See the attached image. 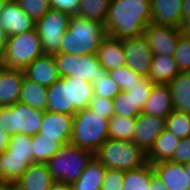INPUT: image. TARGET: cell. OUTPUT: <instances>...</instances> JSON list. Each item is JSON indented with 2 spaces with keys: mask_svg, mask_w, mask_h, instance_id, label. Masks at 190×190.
<instances>
[{
  "mask_svg": "<svg viewBox=\"0 0 190 190\" xmlns=\"http://www.w3.org/2000/svg\"><path fill=\"white\" fill-rule=\"evenodd\" d=\"M150 22V0H110L104 27L107 35L126 39L143 35Z\"/></svg>",
  "mask_w": 190,
  "mask_h": 190,
  "instance_id": "obj_1",
  "label": "cell"
},
{
  "mask_svg": "<svg viewBox=\"0 0 190 190\" xmlns=\"http://www.w3.org/2000/svg\"><path fill=\"white\" fill-rule=\"evenodd\" d=\"M152 167L169 190H190L188 169H184L183 163L161 161L152 164Z\"/></svg>",
  "mask_w": 190,
  "mask_h": 190,
  "instance_id": "obj_16",
  "label": "cell"
},
{
  "mask_svg": "<svg viewBox=\"0 0 190 190\" xmlns=\"http://www.w3.org/2000/svg\"><path fill=\"white\" fill-rule=\"evenodd\" d=\"M97 56L101 67L110 71L126 64L123 39H117L106 35L101 41Z\"/></svg>",
  "mask_w": 190,
  "mask_h": 190,
  "instance_id": "obj_19",
  "label": "cell"
},
{
  "mask_svg": "<svg viewBox=\"0 0 190 190\" xmlns=\"http://www.w3.org/2000/svg\"><path fill=\"white\" fill-rule=\"evenodd\" d=\"M184 169H188V176L190 177V162L184 163Z\"/></svg>",
  "mask_w": 190,
  "mask_h": 190,
  "instance_id": "obj_54",
  "label": "cell"
},
{
  "mask_svg": "<svg viewBox=\"0 0 190 190\" xmlns=\"http://www.w3.org/2000/svg\"><path fill=\"white\" fill-rule=\"evenodd\" d=\"M190 15V0H183V18Z\"/></svg>",
  "mask_w": 190,
  "mask_h": 190,
  "instance_id": "obj_52",
  "label": "cell"
},
{
  "mask_svg": "<svg viewBox=\"0 0 190 190\" xmlns=\"http://www.w3.org/2000/svg\"><path fill=\"white\" fill-rule=\"evenodd\" d=\"M54 182L46 163H33L15 182V186L17 190H49Z\"/></svg>",
  "mask_w": 190,
  "mask_h": 190,
  "instance_id": "obj_18",
  "label": "cell"
},
{
  "mask_svg": "<svg viewBox=\"0 0 190 190\" xmlns=\"http://www.w3.org/2000/svg\"><path fill=\"white\" fill-rule=\"evenodd\" d=\"M22 69H6L0 78V107L11 106L19 102L24 78Z\"/></svg>",
  "mask_w": 190,
  "mask_h": 190,
  "instance_id": "obj_21",
  "label": "cell"
},
{
  "mask_svg": "<svg viewBox=\"0 0 190 190\" xmlns=\"http://www.w3.org/2000/svg\"><path fill=\"white\" fill-rule=\"evenodd\" d=\"M108 169L131 170L147 162L146 153L133 141L108 138L94 153Z\"/></svg>",
  "mask_w": 190,
  "mask_h": 190,
  "instance_id": "obj_5",
  "label": "cell"
},
{
  "mask_svg": "<svg viewBox=\"0 0 190 190\" xmlns=\"http://www.w3.org/2000/svg\"><path fill=\"white\" fill-rule=\"evenodd\" d=\"M10 138L11 136L0 127V154L7 150Z\"/></svg>",
  "mask_w": 190,
  "mask_h": 190,
  "instance_id": "obj_47",
  "label": "cell"
},
{
  "mask_svg": "<svg viewBox=\"0 0 190 190\" xmlns=\"http://www.w3.org/2000/svg\"><path fill=\"white\" fill-rule=\"evenodd\" d=\"M180 73L173 56L153 55L148 79L153 84H169Z\"/></svg>",
  "mask_w": 190,
  "mask_h": 190,
  "instance_id": "obj_23",
  "label": "cell"
},
{
  "mask_svg": "<svg viewBox=\"0 0 190 190\" xmlns=\"http://www.w3.org/2000/svg\"><path fill=\"white\" fill-rule=\"evenodd\" d=\"M124 176V170L107 168L101 190H123Z\"/></svg>",
  "mask_w": 190,
  "mask_h": 190,
  "instance_id": "obj_42",
  "label": "cell"
},
{
  "mask_svg": "<svg viewBox=\"0 0 190 190\" xmlns=\"http://www.w3.org/2000/svg\"><path fill=\"white\" fill-rule=\"evenodd\" d=\"M23 71L26 78L46 87H50L61 78L53 54H43L37 57Z\"/></svg>",
  "mask_w": 190,
  "mask_h": 190,
  "instance_id": "obj_17",
  "label": "cell"
},
{
  "mask_svg": "<svg viewBox=\"0 0 190 190\" xmlns=\"http://www.w3.org/2000/svg\"><path fill=\"white\" fill-rule=\"evenodd\" d=\"M151 22L180 29L183 21V0H150Z\"/></svg>",
  "mask_w": 190,
  "mask_h": 190,
  "instance_id": "obj_15",
  "label": "cell"
},
{
  "mask_svg": "<svg viewBox=\"0 0 190 190\" xmlns=\"http://www.w3.org/2000/svg\"><path fill=\"white\" fill-rule=\"evenodd\" d=\"M15 189H16L15 183H10V182L0 183V190H15Z\"/></svg>",
  "mask_w": 190,
  "mask_h": 190,
  "instance_id": "obj_51",
  "label": "cell"
},
{
  "mask_svg": "<svg viewBox=\"0 0 190 190\" xmlns=\"http://www.w3.org/2000/svg\"><path fill=\"white\" fill-rule=\"evenodd\" d=\"M168 85L174 110L190 114V72H180Z\"/></svg>",
  "mask_w": 190,
  "mask_h": 190,
  "instance_id": "obj_26",
  "label": "cell"
},
{
  "mask_svg": "<svg viewBox=\"0 0 190 190\" xmlns=\"http://www.w3.org/2000/svg\"><path fill=\"white\" fill-rule=\"evenodd\" d=\"M43 54L45 53L37 29H32L8 37L1 60L8 69L23 70Z\"/></svg>",
  "mask_w": 190,
  "mask_h": 190,
  "instance_id": "obj_6",
  "label": "cell"
},
{
  "mask_svg": "<svg viewBox=\"0 0 190 190\" xmlns=\"http://www.w3.org/2000/svg\"><path fill=\"white\" fill-rule=\"evenodd\" d=\"M5 153L8 156L26 157V161H33L32 136L14 134L10 138V143Z\"/></svg>",
  "mask_w": 190,
  "mask_h": 190,
  "instance_id": "obj_34",
  "label": "cell"
},
{
  "mask_svg": "<svg viewBox=\"0 0 190 190\" xmlns=\"http://www.w3.org/2000/svg\"><path fill=\"white\" fill-rule=\"evenodd\" d=\"M7 69V67L4 65L3 61L0 59V78L2 76V73Z\"/></svg>",
  "mask_w": 190,
  "mask_h": 190,
  "instance_id": "obj_53",
  "label": "cell"
},
{
  "mask_svg": "<svg viewBox=\"0 0 190 190\" xmlns=\"http://www.w3.org/2000/svg\"><path fill=\"white\" fill-rule=\"evenodd\" d=\"M69 184L63 183V182H58L55 181L49 190H64Z\"/></svg>",
  "mask_w": 190,
  "mask_h": 190,
  "instance_id": "obj_50",
  "label": "cell"
},
{
  "mask_svg": "<svg viewBox=\"0 0 190 190\" xmlns=\"http://www.w3.org/2000/svg\"><path fill=\"white\" fill-rule=\"evenodd\" d=\"M64 190H74L71 185H68Z\"/></svg>",
  "mask_w": 190,
  "mask_h": 190,
  "instance_id": "obj_56",
  "label": "cell"
},
{
  "mask_svg": "<svg viewBox=\"0 0 190 190\" xmlns=\"http://www.w3.org/2000/svg\"><path fill=\"white\" fill-rule=\"evenodd\" d=\"M136 118L113 115L109 118V138L132 141L135 131Z\"/></svg>",
  "mask_w": 190,
  "mask_h": 190,
  "instance_id": "obj_32",
  "label": "cell"
},
{
  "mask_svg": "<svg viewBox=\"0 0 190 190\" xmlns=\"http://www.w3.org/2000/svg\"><path fill=\"white\" fill-rule=\"evenodd\" d=\"M33 161H26V157L8 156L0 154V171L4 182L15 183L28 169Z\"/></svg>",
  "mask_w": 190,
  "mask_h": 190,
  "instance_id": "obj_30",
  "label": "cell"
},
{
  "mask_svg": "<svg viewBox=\"0 0 190 190\" xmlns=\"http://www.w3.org/2000/svg\"><path fill=\"white\" fill-rule=\"evenodd\" d=\"M8 36L3 30L2 26L0 25V59H2L6 43H7Z\"/></svg>",
  "mask_w": 190,
  "mask_h": 190,
  "instance_id": "obj_49",
  "label": "cell"
},
{
  "mask_svg": "<svg viewBox=\"0 0 190 190\" xmlns=\"http://www.w3.org/2000/svg\"><path fill=\"white\" fill-rule=\"evenodd\" d=\"M53 56L60 77L74 76V78L90 82L99 75H108V71L101 67L97 54L73 55L58 52Z\"/></svg>",
  "mask_w": 190,
  "mask_h": 190,
  "instance_id": "obj_8",
  "label": "cell"
},
{
  "mask_svg": "<svg viewBox=\"0 0 190 190\" xmlns=\"http://www.w3.org/2000/svg\"><path fill=\"white\" fill-rule=\"evenodd\" d=\"M48 87L43 86L24 76L19 102L34 109L47 110Z\"/></svg>",
  "mask_w": 190,
  "mask_h": 190,
  "instance_id": "obj_25",
  "label": "cell"
},
{
  "mask_svg": "<svg viewBox=\"0 0 190 190\" xmlns=\"http://www.w3.org/2000/svg\"><path fill=\"white\" fill-rule=\"evenodd\" d=\"M47 111L70 115L69 82L61 77L48 87Z\"/></svg>",
  "mask_w": 190,
  "mask_h": 190,
  "instance_id": "obj_27",
  "label": "cell"
},
{
  "mask_svg": "<svg viewBox=\"0 0 190 190\" xmlns=\"http://www.w3.org/2000/svg\"><path fill=\"white\" fill-rule=\"evenodd\" d=\"M94 153L70 143L62 145L46 163L54 181L71 185L93 159Z\"/></svg>",
  "mask_w": 190,
  "mask_h": 190,
  "instance_id": "obj_4",
  "label": "cell"
},
{
  "mask_svg": "<svg viewBox=\"0 0 190 190\" xmlns=\"http://www.w3.org/2000/svg\"><path fill=\"white\" fill-rule=\"evenodd\" d=\"M62 146L55 139L40 138V136H32V152L33 163H47Z\"/></svg>",
  "mask_w": 190,
  "mask_h": 190,
  "instance_id": "obj_31",
  "label": "cell"
},
{
  "mask_svg": "<svg viewBox=\"0 0 190 190\" xmlns=\"http://www.w3.org/2000/svg\"><path fill=\"white\" fill-rule=\"evenodd\" d=\"M106 35L104 24L78 15L71 16L59 52L73 55L97 54Z\"/></svg>",
  "mask_w": 190,
  "mask_h": 190,
  "instance_id": "obj_2",
  "label": "cell"
},
{
  "mask_svg": "<svg viewBox=\"0 0 190 190\" xmlns=\"http://www.w3.org/2000/svg\"><path fill=\"white\" fill-rule=\"evenodd\" d=\"M65 78L69 82L70 115H74L78 110L88 108L94 91L90 82L74 78V76Z\"/></svg>",
  "mask_w": 190,
  "mask_h": 190,
  "instance_id": "obj_24",
  "label": "cell"
},
{
  "mask_svg": "<svg viewBox=\"0 0 190 190\" xmlns=\"http://www.w3.org/2000/svg\"><path fill=\"white\" fill-rule=\"evenodd\" d=\"M94 95L113 99L120 93L118 84L110 76L99 75L95 80H90Z\"/></svg>",
  "mask_w": 190,
  "mask_h": 190,
  "instance_id": "obj_38",
  "label": "cell"
},
{
  "mask_svg": "<svg viewBox=\"0 0 190 190\" xmlns=\"http://www.w3.org/2000/svg\"><path fill=\"white\" fill-rule=\"evenodd\" d=\"M173 57L180 72H190V41L181 36Z\"/></svg>",
  "mask_w": 190,
  "mask_h": 190,
  "instance_id": "obj_41",
  "label": "cell"
},
{
  "mask_svg": "<svg viewBox=\"0 0 190 190\" xmlns=\"http://www.w3.org/2000/svg\"><path fill=\"white\" fill-rule=\"evenodd\" d=\"M3 177H2V174H1V171H0V183H3Z\"/></svg>",
  "mask_w": 190,
  "mask_h": 190,
  "instance_id": "obj_57",
  "label": "cell"
},
{
  "mask_svg": "<svg viewBox=\"0 0 190 190\" xmlns=\"http://www.w3.org/2000/svg\"><path fill=\"white\" fill-rule=\"evenodd\" d=\"M149 190H169L165 183L154 173Z\"/></svg>",
  "mask_w": 190,
  "mask_h": 190,
  "instance_id": "obj_48",
  "label": "cell"
},
{
  "mask_svg": "<svg viewBox=\"0 0 190 190\" xmlns=\"http://www.w3.org/2000/svg\"><path fill=\"white\" fill-rule=\"evenodd\" d=\"M123 47L125 65L136 74L148 78L153 53L144 34L123 39Z\"/></svg>",
  "mask_w": 190,
  "mask_h": 190,
  "instance_id": "obj_10",
  "label": "cell"
},
{
  "mask_svg": "<svg viewBox=\"0 0 190 190\" xmlns=\"http://www.w3.org/2000/svg\"><path fill=\"white\" fill-rule=\"evenodd\" d=\"M110 0H80L77 15L104 24Z\"/></svg>",
  "mask_w": 190,
  "mask_h": 190,
  "instance_id": "obj_33",
  "label": "cell"
},
{
  "mask_svg": "<svg viewBox=\"0 0 190 190\" xmlns=\"http://www.w3.org/2000/svg\"><path fill=\"white\" fill-rule=\"evenodd\" d=\"M155 171L148 161L138 167L125 171L123 190H149Z\"/></svg>",
  "mask_w": 190,
  "mask_h": 190,
  "instance_id": "obj_29",
  "label": "cell"
},
{
  "mask_svg": "<svg viewBox=\"0 0 190 190\" xmlns=\"http://www.w3.org/2000/svg\"><path fill=\"white\" fill-rule=\"evenodd\" d=\"M0 25L8 37L36 29V21L15 0L4 2L0 11Z\"/></svg>",
  "mask_w": 190,
  "mask_h": 190,
  "instance_id": "obj_12",
  "label": "cell"
},
{
  "mask_svg": "<svg viewBox=\"0 0 190 190\" xmlns=\"http://www.w3.org/2000/svg\"><path fill=\"white\" fill-rule=\"evenodd\" d=\"M106 170L107 168L94 156L71 186L74 190H101Z\"/></svg>",
  "mask_w": 190,
  "mask_h": 190,
  "instance_id": "obj_28",
  "label": "cell"
},
{
  "mask_svg": "<svg viewBox=\"0 0 190 190\" xmlns=\"http://www.w3.org/2000/svg\"><path fill=\"white\" fill-rule=\"evenodd\" d=\"M5 1H6V0H0V11H1L2 6H3V4H4Z\"/></svg>",
  "mask_w": 190,
  "mask_h": 190,
  "instance_id": "obj_55",
  "label": "cell"
},
{
  "mask_svg": "<svg viewBox=\"0 0 190 190\" xmlns=\"http://www.w3.org/2000/svg\"><path fill=\"white\" fill-rule=\"evenodd\" d=\"M166 128V118L152 116L147 113H140L136 117L133 142L147 153L152 147L156 138Z\"/></svg>",
  "mask_w": 190,
  "mask_h": 190,
  "instance_id": "obj_14",
  "label": "cell"
},
{
  "mask_svg": "<svg viewBox=\"0 0 190 190\" xmlns=\"http://www.w3.org/2000/svg\"><path fill=\"white\" fill-rule=\"evenodd\" d=\"M113 105L114 115L136 118L141 113V110L136 107L134 99L127 91H120V93L113 98Z\"/></svg>",
  "mask_w": 190,
  "mask_h": 190,
  "instance_id": "obj_37",
  "label": "cell"
},
{
  "mask_svg": "<svg viewBox=\"0 0 190 190\" xmlns=\"http://www.w3.org/2000/svg\"><path fill=\"white\" fill-rule=\"evenodd\" d=\"M35 21L42 18L50 9V0H15Z\"/></svg>",
  "mask_w": 190,
  "mask_h": 190,
  "instance_id": "obj_39",
  "label": "cell"
},
{
  "mask_svg": "<svg viewBox=\"0 0 190 190\" xmlns=\"http://www.w3.org/2000/svg\"><path fill=\"white\" fill-rule=\"evenodd\" d=\"M109 119L89 108L74 114L70 142L79 148L95 153L109 138Z\"/></svg>",
  "mask_w": 190,
  "mask_h": 190,
  "instance_id": "obj_3",
  "label": "cell"
},
{
  "mask_svg": "<svg viewBox=\"0 0 190 190\" xmlns=\"http://www.w3.org/2000/svg\"><path fill=\"white\" fill-rule=\"evenodd\" d=\"M44 112L20 102L0 107V127L10 136L14 134L37 135Z\"/></svg>",
  "mask_w": 190,
  "mask_h": 190,
  "instance_id": "obj_7",
  "label": "cell"
},
{
  "mask_svg": "<svg viewBox=\"0 0 190 190\" xmlns=\"http://www.w3.org/2000/svg\"><path fill=\"white\" fill-rule=\"evenodd\" d=\"M170 161L183 164L190 162V136L180 139L173 158Z\"/></svg>",
  "mask_w": 190,
  "mask_h": 190,
  "instance_id": "obj_44",
  "label": "cell"
},
{
  "mask_svg": "<svg viewBox=\"0 0 190 190\" xmlns=\"http://www.w3.org/2000/svg\"><path fill=\"white\" fill-rule=\"evenodd\" d=\"M50 6L68 13L70 16L77 15L80 0H50Z\"/></svg>",
  "mask_w": 190,
  "mask_h": 190,
  "instance_id": "obj_45",
  "label": "cell"
},
{
  "mask_svg": "<svg viewBox=\"0 0 190 190\" xmlns=\"http://www.w3.org/2000/svg\"><path fill=\"white\" fill-rule=\"evenodd\" d=\"M180 139L168 129L156 138L150 150L146 153V159L150 164L161 161H170L173 158L175 150Z\"/></svg>",
  "mask_w": 190,
  "mask_h": 190,
  "instance_id": "obj_22",
  "label": "cell"
},
{
  "mask_svg": "<svg viewBox=\"0 0 190 190\" xmlns=\"http://www.w3.org/2000/svg\"><path fill=\"white\" fill-rule=\"evenodd\" d=\"M88 108L96 113L102 114V117L107 119L114 115L113 99L93 96L89 102Z\"/></svg>",
  "mask_w": 190,
  "mask_h": 190,
  "instance_id": "obj_43",
  "label": "cell"
},
{
  "mask_svg": "<svg viewBox=\"0 0 190 190\" xmlns=\"http://www.w3.org/2000/svg\"><path fill=\"white\" fill-rule=\"evenodd\" d=\"M153 85L154 84L147 77L140 76L136 82L126 90L134 99L136 107L141 110V112L151 94Z\"/></svg>",
  "mask_w": 190,
  "mask_h": 190,
  "instance_id": "obj_36",
  "label": "cell"
},
{
  "mask_svg": "<svg viewBox=\"0 0 190 190\" xmlns=\"http://www.w3.org/2000/svg\"><path fill=\"white\" fill-rule=\"evenodd\" d=\"M70 17L68 13L51 7L42 18L36 21V29L45 54L59 52Z\"/></svg>",
  "mask_w": 190,
  "mask_h": 190,
  "instance_id": "obj_9",
  "label": "cell"
},
{
  "mask_svg": "<svg viewBox=\"0 0 190 190\" xmlns=\"http://www.w3.org/2000/svg\"><path fill=\"white\" fill-rule=\"evenodd\" d=\"M166 129L171 131L179 139L190 136V114L174 110L166 118Z\"/></svg>",
  "mask_w": 190,
  "mask_h": 190,
  "instance_id": "obj_35",
  "label": "cell"
},
{
  "mask_svg": "<svg viewBox=\"0 0 190 190\" xmlns=\"http://www.w3.org/2000/svg\"><path fill=\"white\" fill-rule=\"evenodd\" d=\"M181 34L186 40L190 41V15L183 18L181 27Z\"/></svg>",
  "mask_w": 190,
  "mask_h": 190,
  "instance_id": "obj_46",
  "label": "cell"
},
{
  "mask_svg": "<svg viewBox=\"0 0 190 190\" xmlns=\"http://www.w3.org/2000/svg\"><path fill=\"white\" fill-rule=\"evenodd\" d=\"M108 76L118 84L121 91H126L140 77L126 65L108 71Z\"/></svg>",
  "mask_w": 190,
  "mask_h": 190,
  "instance_id": "obj_40",
  "label": "cell"
},
{
  "mask_svg": "<svg viewBox=\"0 0 190 190\" xmlns=\"http://www.w3.org/2000/svg\"><path fill=\"white\" fill-rule=\"evenodd\" d=\"M74 115L45 111L38 135L55 139L62 145L70 143Z\"/></svg>",
  "mask_w": 190,
  "mask_h": 190,
  "instance_id": "obj_13",
  "label": "cell"
},
{
  "mask_svg": "<svg viewBox=\"0 0 190 190\" xmlns=\"http://www.w3.org/2000/svg\"><path fill=\"white\" fill-rule=\"evenodd\" d=\"M173 111L174 107L169 85L154 84L142 113L167 118Z\"/></svg>",
  "mask_w": 190,
  "mask_h": 190,
  "instance_id": "obj_20",
  "label": "cell"
},
{
  "mask_svg": "<svg viewBox=\"0 0 190 190\" xmlns=\"http://www.w3.org/2000/svg\"><path fill=\"white\" fill-rule=\"evenodd\" d=\"M153 55L174 56L181 30L168 25H159L150 22L144 30Z\"/></svg>",
  "mask_w": 190,
  "mask_h": 190,
  "instance_id": "obj_11",
  "label": "cell"
}]
</instances>
